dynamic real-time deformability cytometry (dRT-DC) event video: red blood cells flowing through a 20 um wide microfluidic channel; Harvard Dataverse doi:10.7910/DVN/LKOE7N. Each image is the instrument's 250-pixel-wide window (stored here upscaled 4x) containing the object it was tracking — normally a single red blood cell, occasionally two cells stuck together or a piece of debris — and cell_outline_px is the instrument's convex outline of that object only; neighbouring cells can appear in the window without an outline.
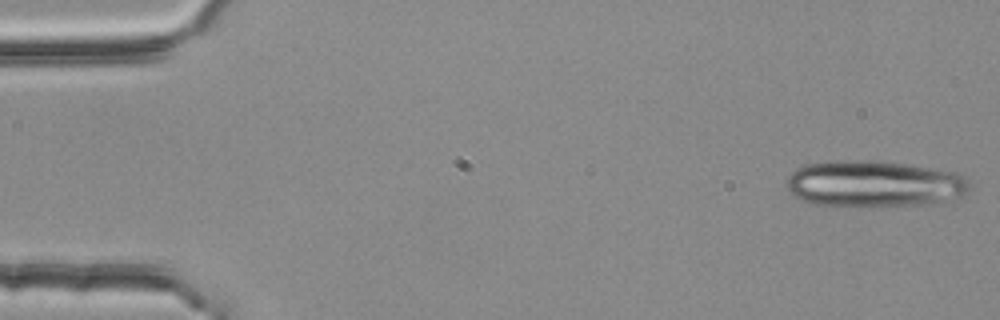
{"species": "common noctule bat (a hibernating species)", "species_latin": "Nyctalus noctula", "temperature_condition": "room temperature", "stored_images_in_passage": 4, "camera_frame_rate_fps": 3000, "um_per_image_px": 0.085, "animal": {"sex": "female", "body_mass_g": 25.1}, "frame": {"image": 1, "passage_image": 1, "time_ms": 0.0, "image_size_px": [1000, 320], "cell_outline_px": [[968, 192], [960, 196], [940, 204], [812, 204], [796, 196], [788, 188], [788, 176], [796, 168], [808, 164], [836, 160], [884, 160], [956, 172], [968, 176]], "centroid_in_image_um": [74.38, 15.58], "position_along_channel_um": 10.6, "area_um2": 48.96}}